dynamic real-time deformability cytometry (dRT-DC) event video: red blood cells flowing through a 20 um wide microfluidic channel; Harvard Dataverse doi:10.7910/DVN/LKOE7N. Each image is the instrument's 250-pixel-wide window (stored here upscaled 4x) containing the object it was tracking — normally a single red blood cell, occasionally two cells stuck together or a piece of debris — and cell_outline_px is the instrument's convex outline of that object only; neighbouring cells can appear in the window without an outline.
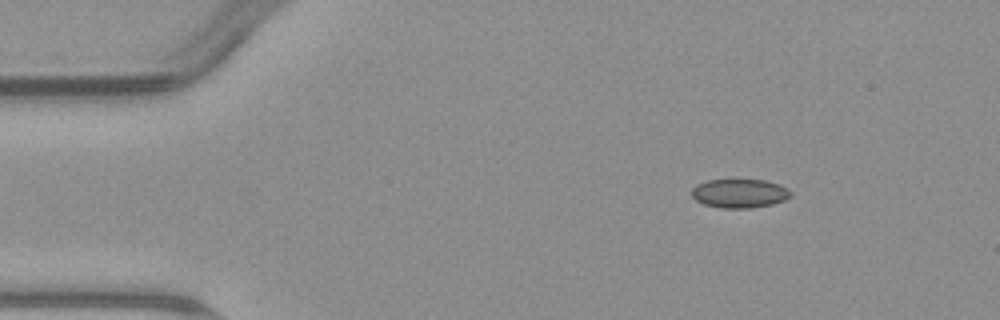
{"species": "common noctule bat (a hibernating species)", "species_latin": "Nyctalus noctula", "temperature_condition": "warm", "stored_images_in_passage": 3, "camera_frame_rate_fps": 3000, "um_per_image_px": 0.085, "animal": {"sex": "male", "body_mass_g": 23.1, "forearm_length_mm": 52.7}, "frame": {"image": 1, "passage_image": 1, "time_ms": 0.0, "image_size_px": [1000, 320], "cell_outline_px": [[792, 196], [784, 200], [772, 204], [752, 208], [720, 208], [704, 204], [696, 200], [692, 196], [692, 188], [696, 184], [708, 180], [764, 180], [780, 184], [788, 188], [792, 192]], "centroid_in_image_um": [62.88, 16.44], "position_along_channel_um": 22.1, "area_um2": 16.76}}
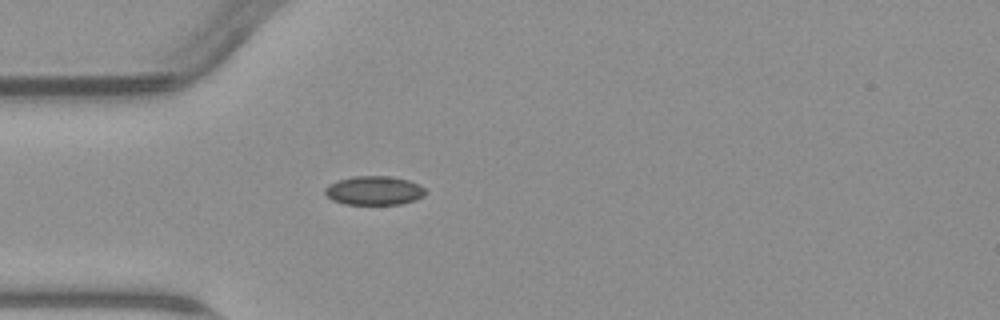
{"frame": {"image": 2, "passage_image": 3, "time_ms": 2.667, "image_size_px": [1000, 320], "cell_outline_px": [[428, 192], [424, 196], [416, 200], [400, 204], [344, 204], [332, 200], [324, 192], [324, 188], [328, 184], [352, 176], [392, 176], [408, 180], [420, 184]], "centroid_in_image_um": [31.83, 16.19], "position_along_channel_um": 53.2, "area_um2": 17.11}}